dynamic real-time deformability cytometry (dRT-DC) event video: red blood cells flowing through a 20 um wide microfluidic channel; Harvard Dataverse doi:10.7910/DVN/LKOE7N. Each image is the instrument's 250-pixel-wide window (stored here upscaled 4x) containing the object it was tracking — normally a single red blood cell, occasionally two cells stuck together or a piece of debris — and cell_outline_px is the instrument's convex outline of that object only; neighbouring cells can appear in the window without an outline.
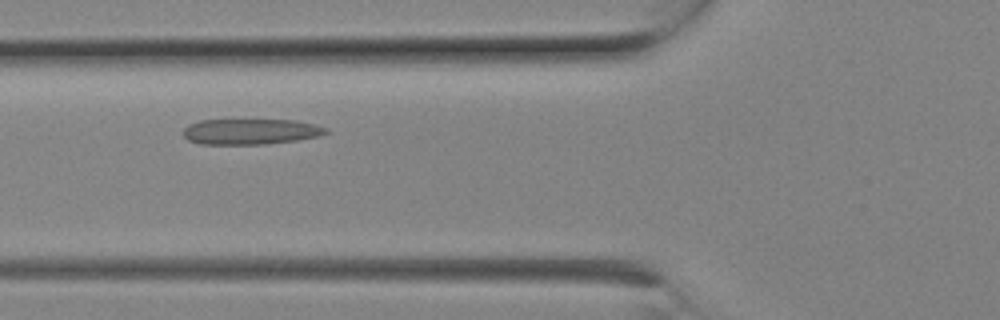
{"species": "Egyptian fruit bat (a non-hibernating species)", "species_latin": "Rousettus aegyptiacus", "temperature_condition": "room temperature", "stored_images_in_passage": 6, "camera_frame_rate_fps": 3000, "um_per_image_px": 0.085, "animal": {"sex": "female"}, "frame": {"image": 1, "passage_image": 5, "time_ms": 1.333, "image_size_px": [1000, 320], "cell_outline_px": [[328, 132], [320, 136], [296, 140], [268, 144], [200, 144], [188, 140], [184, 136], [184, 128], [188, 124], [200, 120], [296, 120], [328, 128]], "centroid_in_image_um": [21.29, 11.18], "position_along_channel_um": 104.5, "area_um2": 21.33}}
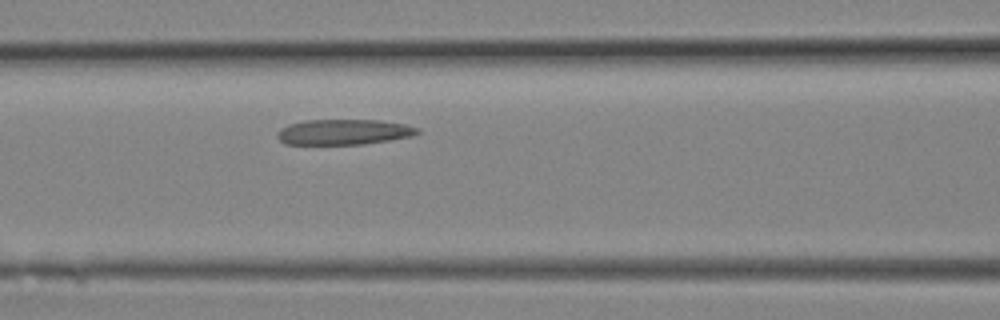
{"frame": {"image": 2, "passage_image": 6, "time_ms": 1.667, "image_size_px": [1000, 320], "cell_outline_px": [[420, 132], [412, 136], [364, 144], [284, 144], [276, 136], [276, 132], [280, 128], [288, 124], [304, 120], [380, 120], [404, 124], [420, 128]], "centroid_in_image_um": [29.19, 11.21], "position_along_channel_um": 137.4, "area_um2": 20.87}}